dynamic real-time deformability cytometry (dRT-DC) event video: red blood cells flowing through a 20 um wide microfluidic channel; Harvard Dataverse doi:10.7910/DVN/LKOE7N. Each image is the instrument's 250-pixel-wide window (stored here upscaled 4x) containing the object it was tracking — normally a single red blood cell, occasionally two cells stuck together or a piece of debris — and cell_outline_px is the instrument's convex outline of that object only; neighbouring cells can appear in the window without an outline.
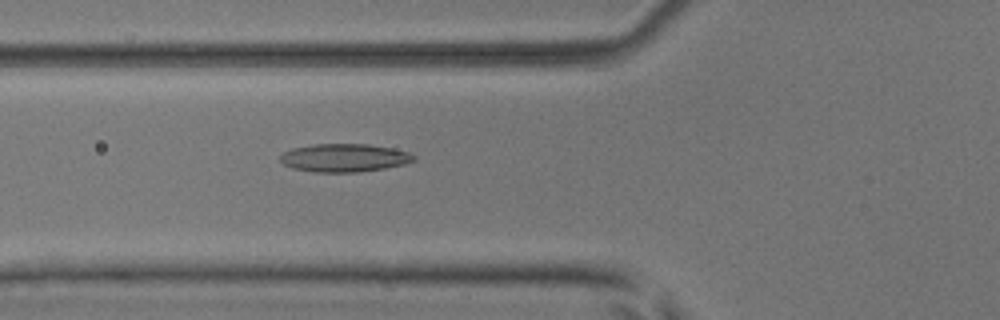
{"species": "common noctule bat (a hibernating species)", "species_latin": "Nyctalus noctula", "temperature_condition": "room temperature", "stored_images_in_passage": 44, "camera_frame_rate_fps": 3000, "um_per_image_px": 0.085, "animal": {"sex": "male", "body_mass_g": 17.9, "forearm_length_mm": 54.2}, "frame": {"image": 1, "passage_image": 10, "time_ms": 3.0, "image_size_px": [1000, 320], "cell_outline_px": [[416, 160], [404, 164], [384, 168], [360, 172], [312, 172], [292, 168], [284, 164], [280, 160], [280, 156], [284, 152], [292, 148], [316, 144], [368, 144], [392, 148], [408, 152], [416, 156]], "centroid_in_image_um": [29.27, 13.42], "position_along_channel_um": 96.5, "area_um2": 21.91}}
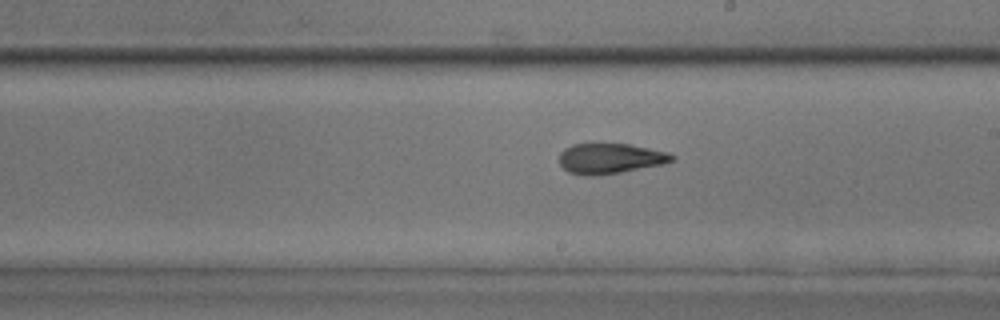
{"frame": {"image": 2, "passage_image": 21, "time_ms": 6.667, "image_size_px": [1000, 320], "cell_outline_px": [[676, 156], [672, 160], [660, 164], [620, 172], [596, 176], [588, 176], [568, 172], [560, 164], [560, 152], [564, 148], [572, 144], [628, 144], [668, 152]], "centroid_in_image_um": [51.82, 13.47], "position_along_channel_um": 237.2, "area_um2": 19.65}}
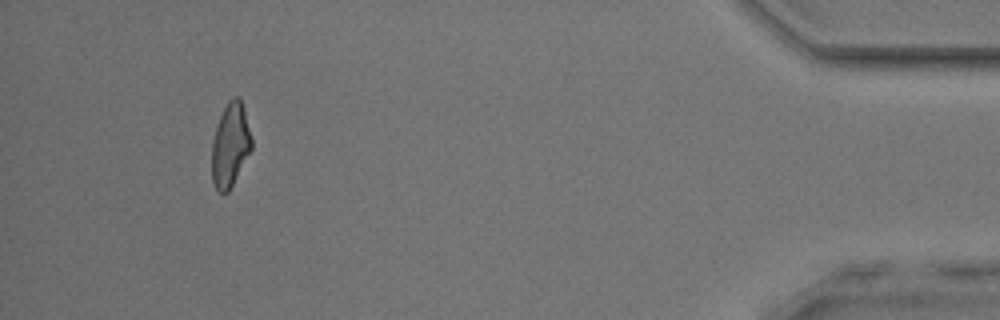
{"frame": {"image": 3, "passage_image": 40, "time_ms": 13.0, "image_size_px": [1000, 320], "cell_outline_px": [[252, 148], [228, 192], [224, 196], [216, 188], [212, 180], [212, 140], [220, 116], [228, 100], [232, 96], [240, 96], [244, 108], [252, 140]], "centroid_in_image_um": [19.57, 12.31], "position_along_channel_um": 415.6, "area_um2": 19.36}, "authors_computed_cell_mechanics": {"area_um2": 20.1144, "velocity_mm_per_s": 3.8453, "shape_relaxation_time_tau1_ms": null, "shape_relaxation_time_tau2_ms": 2.2377, "deformation_change_tau1": null, "deformation_change_tau2": 0.1013}}